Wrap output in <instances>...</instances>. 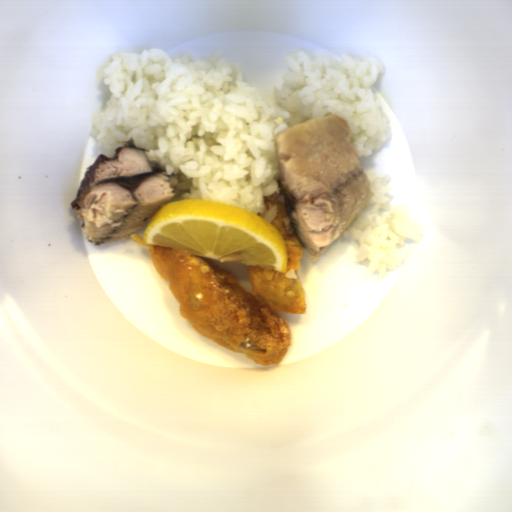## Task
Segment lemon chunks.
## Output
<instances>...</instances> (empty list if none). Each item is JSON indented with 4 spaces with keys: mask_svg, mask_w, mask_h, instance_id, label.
I'll return each instance as SVG.
<instances>
[{
    "mask_svg": "<svg viewBox=\"0 0 512 512\" xmlns=\"http://www.w3.org/2000/svg\"><path fill=\"white\" fill-rule=\"evenodd\" d=\"M142 245L168 247L221 263L286 274L288 246L277 227L243 206L203 199L164 202L142 233Z\"/></svg>",
    "mask_w": 512,
    "mask_h": 512,
    "instance_id": "e0be4373",
    "label": "lemon chunks"
}]
</instances>
